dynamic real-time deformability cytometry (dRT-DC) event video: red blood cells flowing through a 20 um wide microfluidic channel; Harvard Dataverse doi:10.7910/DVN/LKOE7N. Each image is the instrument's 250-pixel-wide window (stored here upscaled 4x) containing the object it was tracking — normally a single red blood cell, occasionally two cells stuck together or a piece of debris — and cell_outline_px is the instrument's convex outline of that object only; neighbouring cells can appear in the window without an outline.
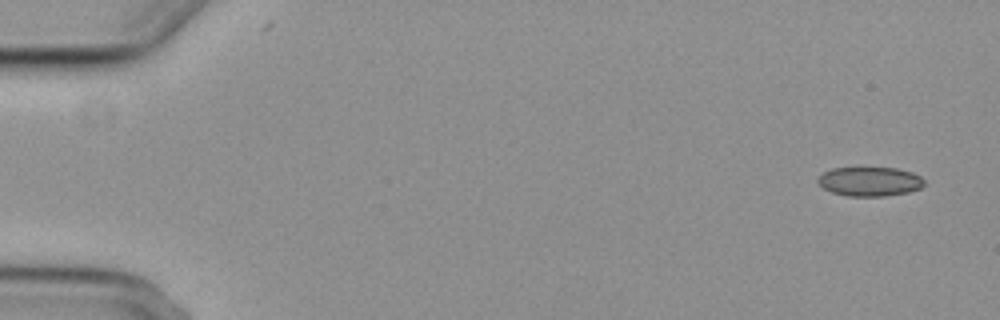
{"species": "common noctule bat (a hibernating species)", "species_latin": "Nyctalus noctula", "temperature_condition": "cold", "stored_images_in_passage": 4, "camera_frame_rate_fps": 3000, "um_per_image_px": 0.085, "animal": {"sex": "female", "body_mass_g": 29.2, "forearm_length_mm": 56.3}, "frame": {"image": 1, "passage_image": 1, "time_ms": 0.0, "image_size_px": [1000, 320], "cell_outline_px": [[924, 184], [920, 188], [908, 192], [884, 196], [848, 196], [832, 192], [824, 188], [816, 180], [824, 172], [832, 168], [896, 168], [912, 172], [920, 176], [924, 180]], "centroid_in_image_um": [73.94, 15.42], "position_along_channel_um": 11.1, "area_um2": 17.98}}
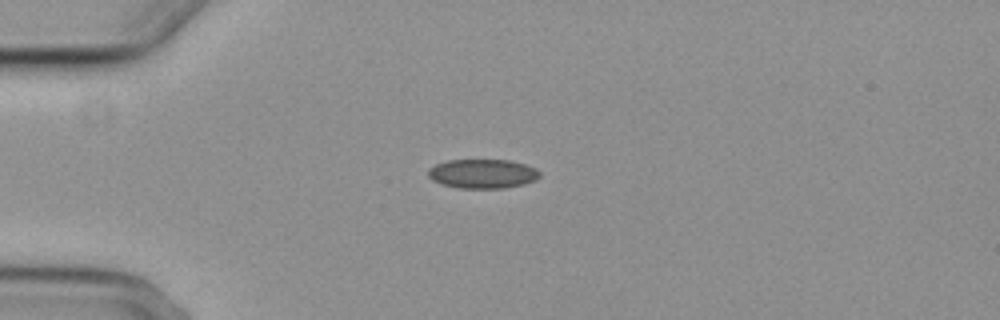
{"frame": {"image": 2, "passage_image": 4, "time_ms": 4.0, "image_size_px": [1000, 320], "cell_outline_px": [[540, 176], [536, 180], [524, 184], [504, 188], [456, 188], [440, 184], [432, 180], [428, 176], [428, 168], [436, 164], [448, 160], [508, 160], [524, 164], [536, 168], [540, 172]], "centroid_in_image_um": [41.01, 14.77], "position_along_channel_um": 44.0, "area_um2": 19.13}}